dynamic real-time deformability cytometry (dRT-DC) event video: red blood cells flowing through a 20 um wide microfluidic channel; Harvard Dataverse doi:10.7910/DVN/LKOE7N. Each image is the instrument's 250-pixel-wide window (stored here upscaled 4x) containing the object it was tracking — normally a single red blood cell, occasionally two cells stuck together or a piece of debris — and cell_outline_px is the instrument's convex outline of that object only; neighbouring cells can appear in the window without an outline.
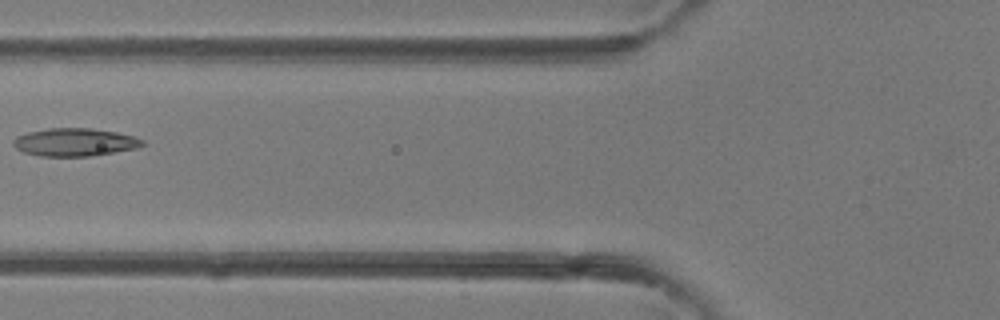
{"species": "common noctule bat (a hibernating species)", "species_latin": "Nyctalus noctula", "temperature_condition": "room temperature", "stored_images_in_passage": 6, "camera_frame_rate_fps": 3000, "um_per_image_px": 0.085, "animal": {"sex": "female"}, "frame": {"image": 1, "passage_image": 6, "time_ms": 5.333, "image_size_px": [1000, 320], "cell_outline_px": [[144, 144], [136, 148], [92, 156], [40, 156], [24, 152], [16, 148], [12, 144], [12, 140], [16, 136], [28, 132], [48, 128], [92, 128], [116, 132], [132, 136], [144, 140]], "centroid_in_image_um": [6.32, 12.08], "position_along_channel_um": 119.5, "area_um2": 20.98}}